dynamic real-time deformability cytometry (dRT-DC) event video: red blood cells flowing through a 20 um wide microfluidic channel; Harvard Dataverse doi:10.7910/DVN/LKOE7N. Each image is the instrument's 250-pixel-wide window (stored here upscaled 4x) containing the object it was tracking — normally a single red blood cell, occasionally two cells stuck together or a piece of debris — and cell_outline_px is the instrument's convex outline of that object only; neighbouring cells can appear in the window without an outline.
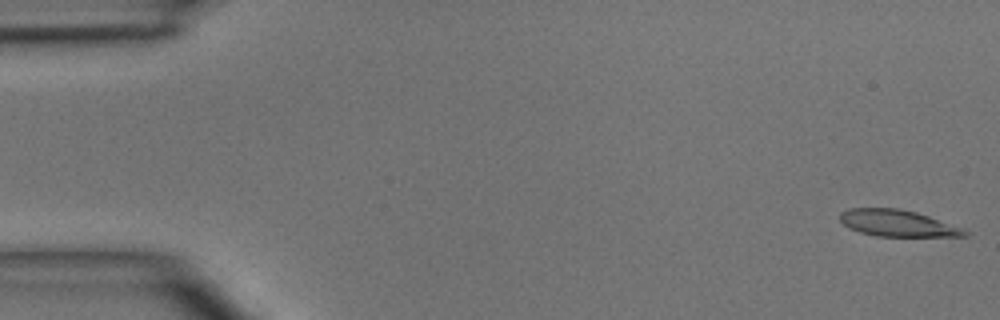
{"species": "common noctule bat (a hibernating species)", "species_latin": "Nyctalus noctula", "temperature_condition": "room temperature", "stored_images_in_passage": 5, "camera_frame_rate_fps": 3000, "um_per_image_px": 0.085, "animal": {"sex": "male", "body_mass_g": 15.6}, "frame": {"image": 1, "passage_image": 1, "time_ms": 0.0, "image_size_px": [1000, 320], "cell_outline_px": [[972, 232], [968, 236], [876, 236], [860, 232], [848, 228], [840, 220], [840, 212], [848, 208], [900, 208], [916, 212], [964, 228]], "centroid_in_image_um": [76.31, 18.97], "position_along_channel_um": 8.7, "area_um2": 19.42}}